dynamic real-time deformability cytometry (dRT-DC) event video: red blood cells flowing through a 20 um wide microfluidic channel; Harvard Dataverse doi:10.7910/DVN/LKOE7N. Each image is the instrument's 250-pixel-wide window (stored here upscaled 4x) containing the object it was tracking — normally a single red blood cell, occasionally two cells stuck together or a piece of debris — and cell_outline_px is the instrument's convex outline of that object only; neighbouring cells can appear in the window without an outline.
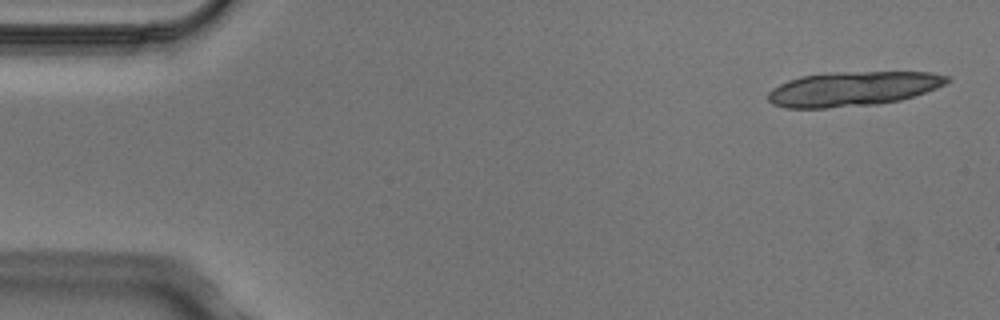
{"species": "Egyptian fruit bat (a non-hibernating species)", "species_latin": "Rousettus aegyptiacus", "temperature_condition": "cold", "stored_images_in_passage": 6, "segment_of_instrument_passage": [1, 2], "camera_frame_rate_fps": 3000, "um_per_image_px": 0.085, "animal": {"sex": "male"}, "frame": {"image": 1, "passage_image": 1, "time_ms": 0.0, "image_size_px": [1000, 320], "cell_outline_px": [[952, 80], [936, 88], [900, 100], [880, 104], [828, 108], [788, 108], [772, 104], [768, 100], [768, 92], [772, 88], [788, 80], [800, 76], [832, 72], [932, 72], [948, 76]], "centroid_in_image_um": [72.47, 7.55], "position_along_channel_um": 12.5, "area_um2": 36.13}}